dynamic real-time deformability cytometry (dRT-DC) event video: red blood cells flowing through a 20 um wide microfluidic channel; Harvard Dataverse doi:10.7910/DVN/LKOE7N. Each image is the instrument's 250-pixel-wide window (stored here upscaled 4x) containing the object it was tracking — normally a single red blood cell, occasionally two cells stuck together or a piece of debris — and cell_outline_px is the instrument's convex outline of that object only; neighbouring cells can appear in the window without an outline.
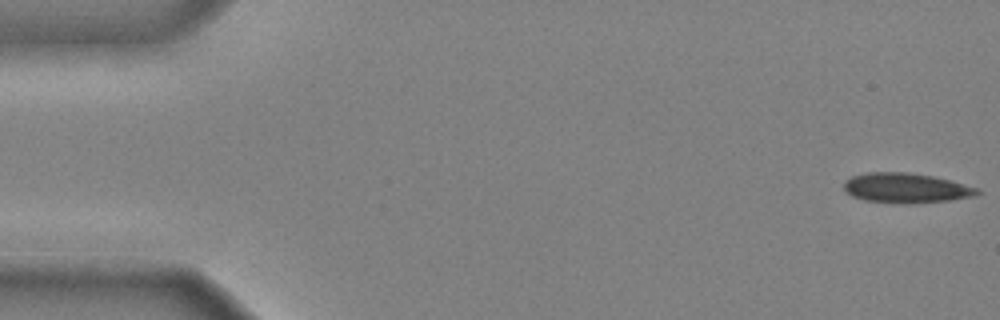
{"species": "common noctule bat (a hibernating species)", "species_latin": "Nyctalus noctula", "temperature_condition": "cold", "stored_images_in_passage": 48, "camera_frame_rate_fps": 3000, "um_per_image_px": 0.085, "animal": {"sex": "male", "body_mass_g": 20.4}, "frame": {"image": 1, "passage_image": 1, "time_ms": 0.0, "image_size_px": [1000, 320], "cell_outline_px": [[980, 192], [976, 196], [948, 200], [912, 204], [904, 204], [864, 200], [852, 196], [844, 192], [844, 180], [852, 176], [868, 172], [908, 172], [932, 176], [948, 180], [976, 188]], "centroid_in_image_um": [76.94, 15.98], "position_along_channel_um": 8.1, "area_um2": 23.18}}
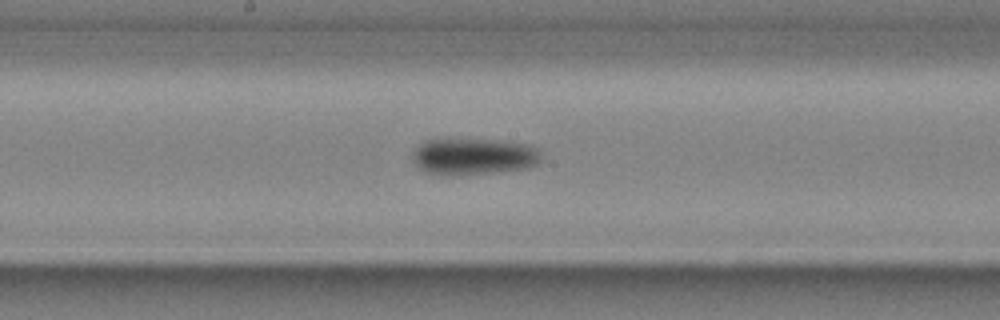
{"frame": {"image": 2, "passage_image": 26, "time_ms": 8.333, "image_size_px": [1000, 320], "cell_outline_px": [[540, 164], [532, 168], [460, 176], [444, 176], [428, 172], [420, 168], [412, 160], [412, 152], [424, 140], [496, 140], [532, 144], [540, 152]], "centroid_in_image_um": [40.3, 13.33], "position_along_channel_um": 207.9, "area_um2": 27.86}}
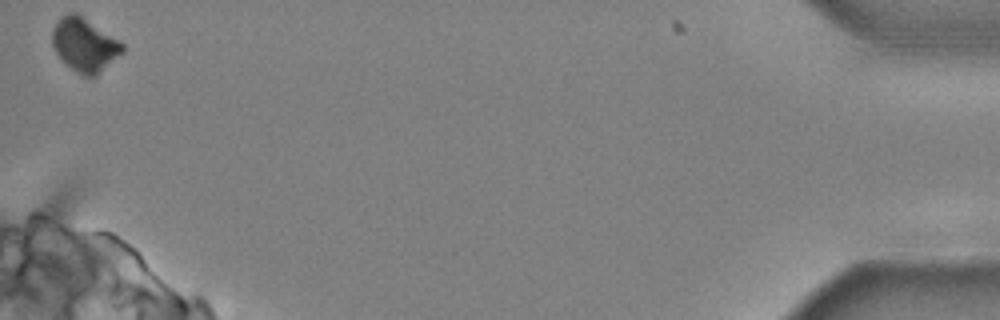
{"frame": {"image": 3, "passage_image": 48, "time_ms": 15.667, "image_size_px": [1000, 320], "cell_outline_px": [[124, 52], [96, 76], [84, 76], [76, 72], [52, 48], [52, 28], [56, 20], [60, 16], [68, 12], [76, 12], [120, 40], [124, 44]], "centroid_in_image_um": [7.19, 3.77], "position_along_channel_um": 428.0, "area_um2": 22.02}, "authors_computed_cell_mechanics": {"area_um2": 24.5072, "velocity_mm_per_s": 3.9548, "shape_relaxation_time_tau1_ms": 6.4256, "shape_relaxation_time_tau2_ms": null, "deformation_change_tau1": 0.1842, "deformation_change_tau2": null}}